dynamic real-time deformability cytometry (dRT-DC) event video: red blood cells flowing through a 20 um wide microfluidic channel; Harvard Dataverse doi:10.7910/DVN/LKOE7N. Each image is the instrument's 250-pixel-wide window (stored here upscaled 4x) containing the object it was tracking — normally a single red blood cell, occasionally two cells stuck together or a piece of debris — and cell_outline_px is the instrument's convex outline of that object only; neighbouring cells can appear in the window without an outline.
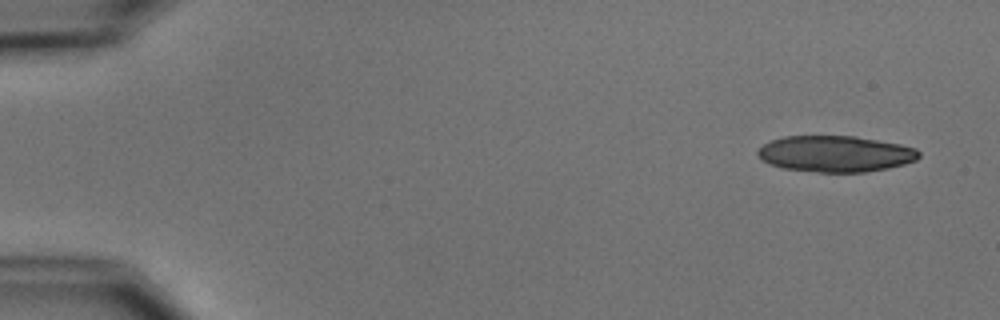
{"species": "common noctule bat (a hibernating species)", "species_latin": "Nyctalus noctula", "temperature_condition": "cold", "stored_images_in_passage": 9, "camera_frame_rate_fps": 3000, "um_per_image_px": 0.085, "animal": {"sex": "male", "body_mass_g": 15.6}, "frame": {"image": 1, "passage_image": 1, "time_ms": 0.0, "image_size_px": [1000, 320], "cell_outline_px": [[920, 156], [916, 160], [904, 164], [888, 168], [864, 172], [820, 172], [784, 168], [768, 164], [756, 156], [756, 152], [764, 144], [772, 140], [784, 136], [856, 136], [900, 144], [916, 148], [920, 152]], "centroid_in_image_um": [71.01, 13.07], "position_along_channel_um": 14.0, "area_um2": 34.04}}
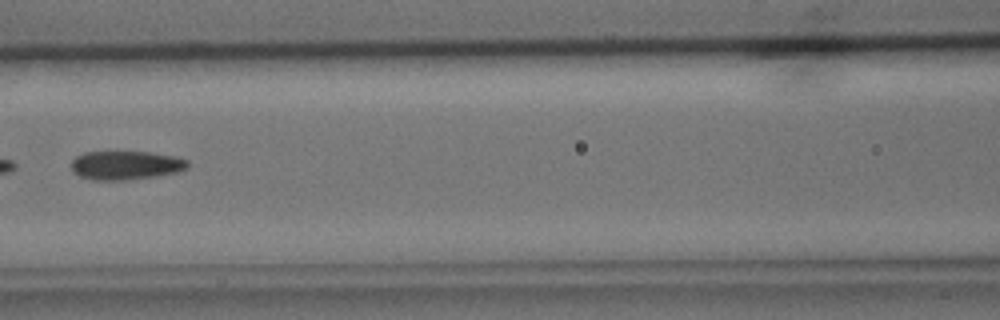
{"frame": {"image": 2, "passage_image": 7, "time_ms": 7.333, "image_size_px": [1000, 320], "cell_outline_px": [[188, 168], [176, 172], [156, 176], [124, 180], [92, 180], [80, 176], [72, 172], [72, 160], [76, 156], [84, 152], [148, 152], [172, 156], [188, 160]], "centroid_in_image_um": [10.66, 14.05], "position_along_channel_um": 155.9, "area_um2": 19.42}}
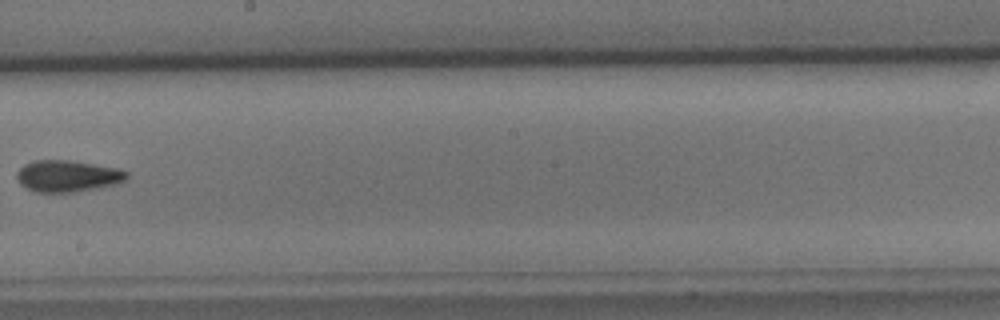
{"frame": {"image": 3, "passage_image": 9, "time_ms": 9.667, "image_size_px": [1000, 320], "cell_outline_px": [[128, 176], [124, 180], [116, 184], [100, 188], [76, 192], [36, 192], [20, 184], [16, 176], [16, 172], [24, 164], [36, 160], [68, 160], [120, 168], [128, 172]], "centroid_in_image_um": [5.76, 14.96], "position_along_channel_um": 242.4, "area_um2": 20.35}}